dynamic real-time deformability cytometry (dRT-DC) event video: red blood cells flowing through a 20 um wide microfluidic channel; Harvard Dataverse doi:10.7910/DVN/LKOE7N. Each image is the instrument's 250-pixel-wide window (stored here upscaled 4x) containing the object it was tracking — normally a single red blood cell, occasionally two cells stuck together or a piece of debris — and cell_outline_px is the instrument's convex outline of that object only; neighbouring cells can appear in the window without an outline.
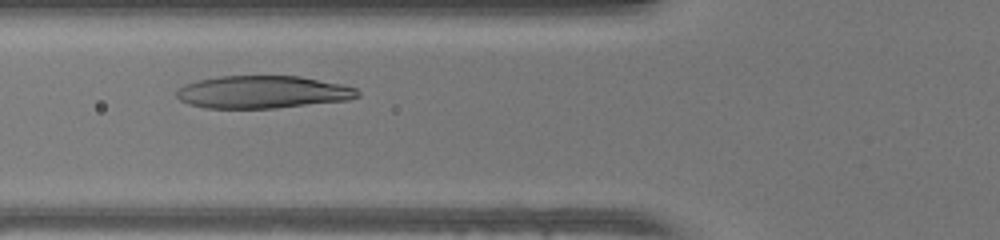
{"species": "human", "species_latin": "Homo sapiens", "temperature_condition": "warm", "stored_images_in_passage": 31, "camera_frame_rate_fps": 3000, "um_per_image_px": 0.085, "donor": {"sex": "female"}, "frame": {"image": 1, "passage_image": 9, "time_ms": 2.667, "image_size_px": [1000, 240], "cell_outline_px": [[360, 96], [348, 100], [276, 108], [208, 108], [188, 104], [180, 100], [176, 96], [176, 92], [184, 84], [196, 80], [220, 76], [300, 76], [340, 84], [356, 88], [360, 92]], "centroid_in_image_um": [22.32, 7.82], "position_along_channel_um": 103.5, "area_um2": 34.39}}
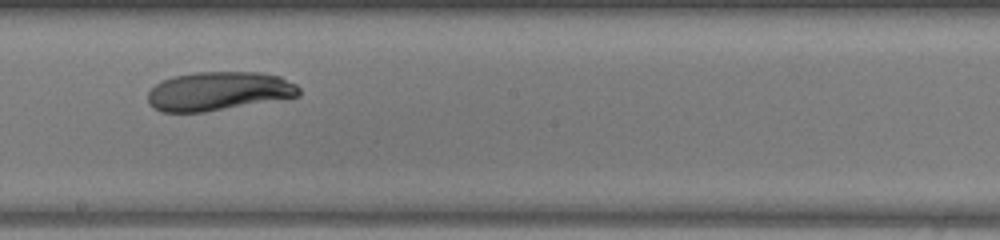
{"frame": {"image": 2, "passage_image": 18, "time_ms": 5.667, "image_size_px": [1000, 240], "cell_outline_px": [[300, 96], [204, 112], [160, 112], [152, 108], [148, 104], [148, 92], [156, 84], [172, 76], [196, 72], [260, 72], [280, 76], [296, 84], [300, 88]], "centroid_in_image_um": [18.57, 7.75], "position_along_channel_um": 229.6, "area_um2": 34.28}}
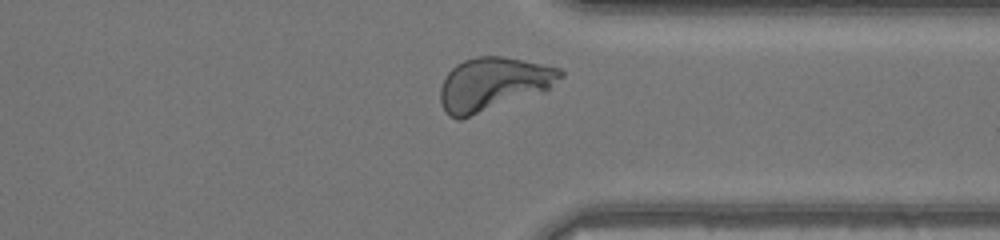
{"frame": {"image": 3, "passage_image": 28, "time_ms": 9.0, "image_size_px": [1000, 240], "cell_outline_px": [[564, 76], [544, 92], [460, 120], [456, 120], [448, 116], [444, 112], [440, 100], [440, 88], [448, 72], [456, 64], [464, 60], [480, 56], [504, 56], [524, 60], [560, 68], [564, 72]], "centroid_in_image_um": [41.92, 7.15], "position_along_channel_um": 369.5, "area_um2": 37.51}, "authors_computed_cell_mechanics": {"area_um2": 35.2002, "velocity_mm_per_s": 4.2195, "shape_relaxation_time_tau1_ms": 2.3362, "shape_relaxation_time_tau2_ms": null, "deformation_change_tau1": 0.127, "deformation_change_tau2": null}}